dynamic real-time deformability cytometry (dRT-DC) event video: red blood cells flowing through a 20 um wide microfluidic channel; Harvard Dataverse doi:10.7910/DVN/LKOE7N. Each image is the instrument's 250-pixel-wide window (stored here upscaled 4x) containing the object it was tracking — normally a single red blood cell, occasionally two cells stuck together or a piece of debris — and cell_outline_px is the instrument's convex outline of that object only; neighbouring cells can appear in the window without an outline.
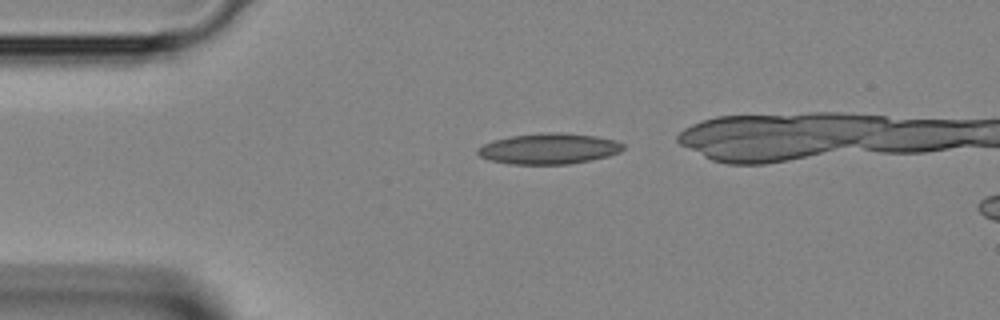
{"species": "Egyptian fruit bat (a non-hibernating species)", "species_latin": "Rousettus aegyptiacus", "temperature_condition": "room temperature", "stored_images_in_passage": 30, "camera_frame_rate_fps": 3000, "um_per_image_px": 0.085, "animal": {"sex": "female"}, "frame": {"image": 1, "passage_image": 1, "time_ms": 0.0, "image_size_px": [1000, 320], "cell_outline_px": [[624, 148], [620, 152], [608, 156], [568, 164], [508, 164], [488, 160], [480, 156], [476, 152], [476, 148], [492, 140], [512, 136], [540, 132], [564, 132], [596, 136], [616, 140], [624, 144]], "centroid_in_image_um": [46.63, 12.63], "position_along_channel_um": 38.4, "area_um2": 26.3}}
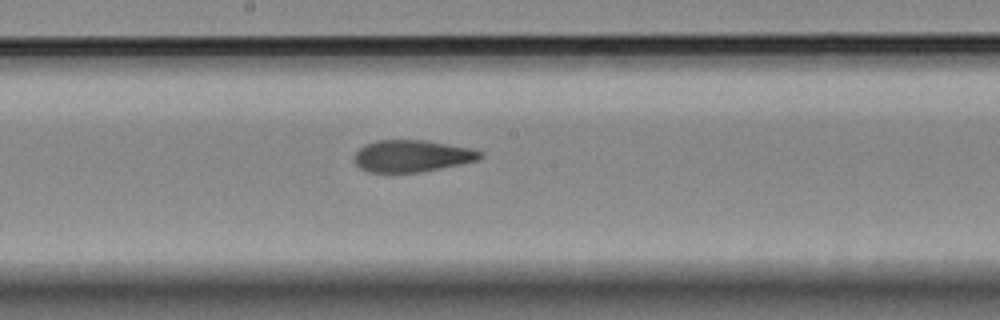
{"frame": {"image": 2, "passage_image": 14, "time_ms": 4.333, "image_size_px": [1000, 320], "cell_outline_px": [[484, 156], [476, 160], [460, 164], [420, 172], [368, 172], [360, 168], [356, 164], [352, 156], [364, 144], [376, 140], [424, 140], [472, 148], [484, 152]], "centroid_in_image_um": [35.0, 13.25], "position_along_channel_um": 213.2, "area_um2": 23.47}}
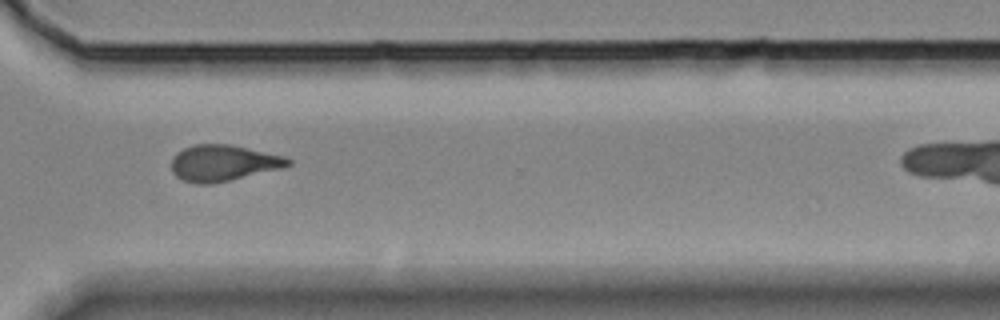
{"frame": {"image": 3, "passage_image": 23, "time_ms": 7.333, "image_size_px": [1000, 320], "cell_outline_px": [[292, 164], [284, 168], [232, 180], [212, 184], [200, 184], [184, 180], [176, 176], [172, 172], [172, 156], [176, 152], [192, 144], [232, 144], [284, 156], [292, 160]], "centroid_in_image_um": [19.0, 13.85], "position_along_channel_um": 351.6, "area_um2": 24.91}}